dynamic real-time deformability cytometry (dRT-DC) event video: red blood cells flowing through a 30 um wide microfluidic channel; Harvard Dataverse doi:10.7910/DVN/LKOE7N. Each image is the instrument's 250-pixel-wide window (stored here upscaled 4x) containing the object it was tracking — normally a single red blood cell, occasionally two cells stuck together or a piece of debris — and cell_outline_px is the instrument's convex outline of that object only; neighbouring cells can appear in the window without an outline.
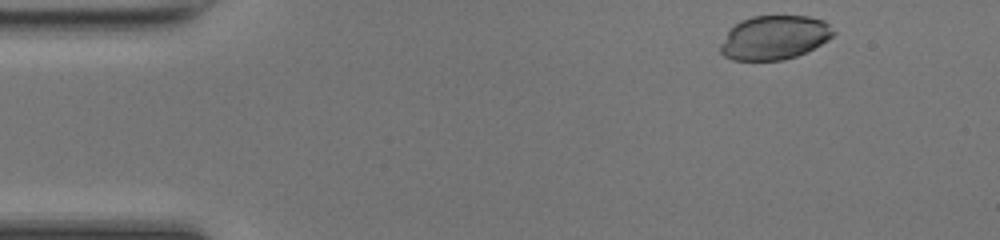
{"species": "common noctule bat (a hibernating species)", "species_latin": "Nyctalus noctula", "temperature_condition": "room temperature", "stored_images_in_passage": 45, "camera_frame_rate_fps": 3000, "um_per_image_px": 0.085, "animal": {"sex": "female", "body_mass_g": 17.0, "forearm_length_mm": 48.0}, "frame": {"image": 1, "passage_image": 2, "time_ms": 0.333, "image_size_px": [1000, 240], "cell_outline_px": [[836, 32], [828, 40], [796, 56], [784, 60], [732, 60], [724, 56], [720, 52], [720, 44], [728, 32], [740, 20], [752, 16], [808, 16], [824, 20]], "centroid_in_image_um": [65.81, 3.19], "position_along_channel_um": 19.2, "area_um2": 28.84}}
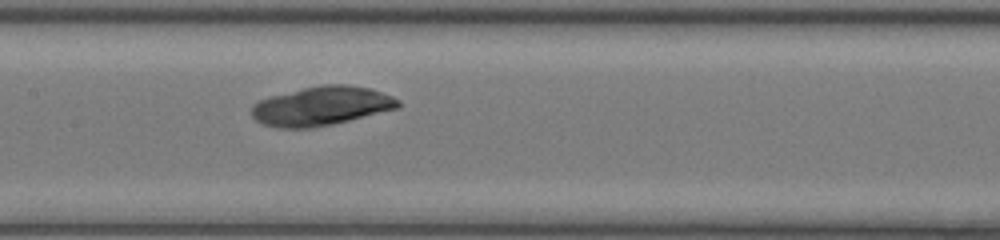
{"frame": {"image": 2, "passage_image": 20, "time_ms": 6.333, "image_size_px": [1000, 240], "cell_outline_px": [[400, 108], [332, 124], [312, 128], [280, 128], [264, 124], [256, 120], [252, 116], [252, 104], [260, 100], [272, 96], [320, 84], [348, 84], [368, 88], [392, 96], [400, 100]], "centroid_in_image_um": [27.34, 9.01], "position_along_channel_um": 180.1, "area_um2": 33.18}}
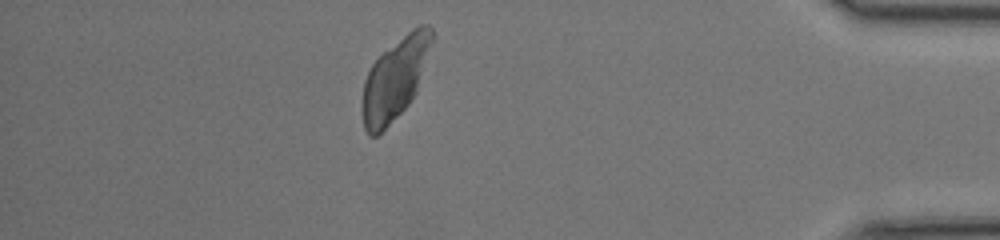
{"frame": {"image": 3, "passage_image": 39, "time_ms": 12.667, "image_size_px": [1000, 240], "cell_outline_px": [[432, 40], [416, 92], [408, 104], [376, 136], [368, 136], [364, 128], [360, 108], [360, 104], [364, 80], [372, 64], [384, 52], [412, 28], [420, 24], [428, 24], [432, 28]], "centroid_in_image_um": [33.52, 6.72], "position_along_channel_um": 401.7, "area_um2": 32.54}}